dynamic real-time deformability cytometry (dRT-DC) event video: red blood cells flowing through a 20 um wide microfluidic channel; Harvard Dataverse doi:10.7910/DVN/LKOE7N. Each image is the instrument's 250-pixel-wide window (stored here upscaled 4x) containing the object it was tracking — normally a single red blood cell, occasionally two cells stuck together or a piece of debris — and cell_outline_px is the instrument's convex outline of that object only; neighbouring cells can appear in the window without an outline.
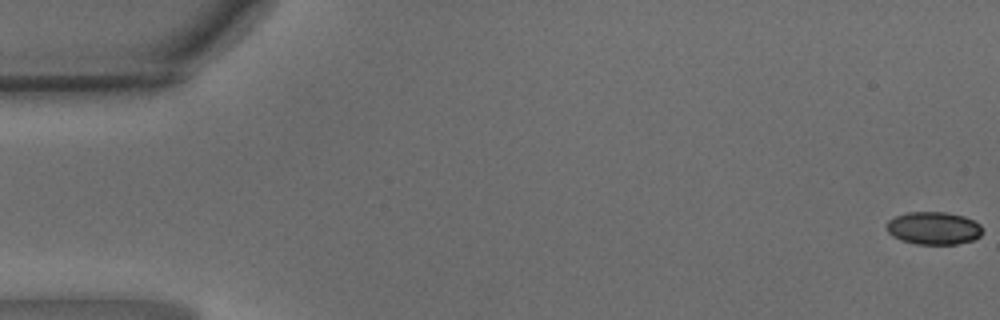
{"species": "common noctule bat (a hibernating species)", "species_latin": "Nyctalus noctula", "temperature_condition": "warm", "stored_images_in_passage": 50, "camera_frame_rate_fps": 3000, "um_per_image_px": 0.085, "animal": {"sex": "male", "body_mass_g": 15.6}, "frame": {"image": 1, "passage_image": 1, "time_ms": 0.0, "image_size_px": [1000, 320], "cell_outline_px": [[980, 236], [972, 240], [956, 244], [916, 244], [900, 240], [892, 236], [888, 232], [884, 224], [888, 220], [896, 216], [908, 212], [944, 212], [964, 216], [980, 224]], "centroid_in_image_um": [79.3, 19.39], "position_along_channel_um": 5.7, "area_um2": 18.26}}
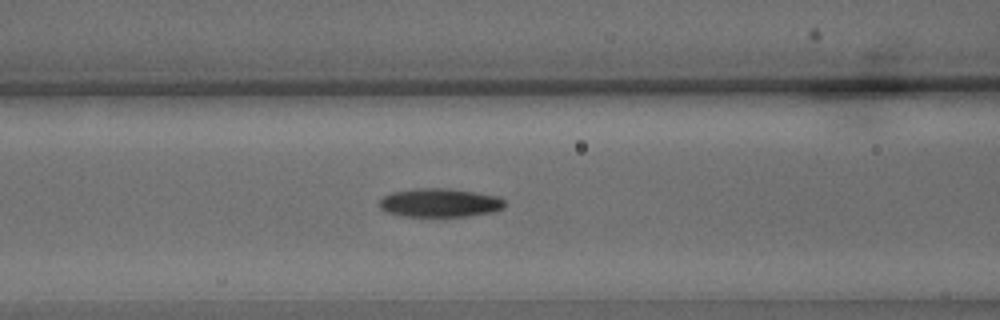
{"frame": {"image": 2, "passage_image": 21, "time_ms": 6.667, "image_size_px": [1000, 320], "cell_outline_px": [[504, 208], [496, 212], [468, 216], [404, 216], [384, 212], [380, 208], [380, 200], [384, 196], [392, 192], [412, 188], [452, 188], [496, 196], [504, 200]], "centroid_in_image_um": [37.38, 17.23], "position_along_channel_um": 129.2, "area_um2": 21.1}}
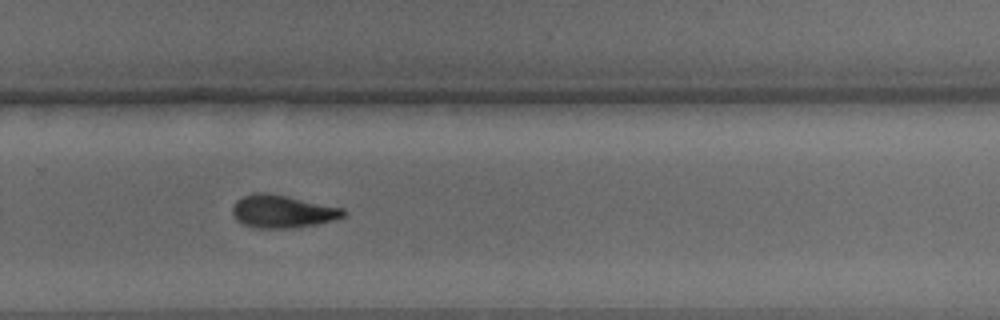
{"frame": {"image": 3, "passage_image": 34, "time_ms": 11.0, "image_size_px": [1000, 320], "cell_outline_px": [[348, 212], [344, 216], [332, 220], [316, 224], [296, 228], [256, 228], [240, 224], [236, 220], [232, 212], [232, 204], [236, 200], [252, 192], [268, 192], [344, 208]], "centroid_in_image_um": [23.97, 17.97], "position_along_channel_um": 305.8, "area_um2": 21.5}, "authors_computed_cell_mechanics": {"area_um2": 20.7502, "velocity_mm_per_s": 4.0817, "shape_relaxation_time_tau1_ms": 3.405, "shape_relaxation_time_tau2_ms": 4.8087, "deformation_change_tau1": 0.1455, "deformation_change_tau2": 0.1387}}